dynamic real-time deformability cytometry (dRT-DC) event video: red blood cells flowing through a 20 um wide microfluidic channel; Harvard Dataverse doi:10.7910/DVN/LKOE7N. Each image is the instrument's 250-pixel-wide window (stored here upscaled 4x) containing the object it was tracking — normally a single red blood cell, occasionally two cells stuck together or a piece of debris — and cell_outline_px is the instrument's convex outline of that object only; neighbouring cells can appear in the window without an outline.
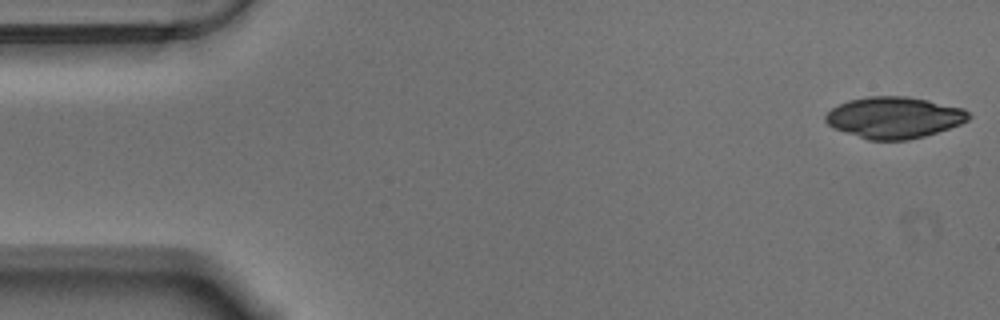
{"species": "Egyptian fruit bat (a non-hibernating species)", "species_latin": "Rousettus aegyptiacus", "temperature_condition": "warm", "stored_images_in_passage": 55, "camera_frame_rate_fps": 3000, "um_per_image_px": 0.085, "animal": {"sex": "male"}, "frame": {"image": 1, "passage_image": 1, "time_ms": 0.0, "image_size_px": [1000, 320], "cell_outline_px": [[972, 116], [968, 120], [960, 124], [924, 136], [908, 140], [868, 140], [832, 128], [824, 120], [824, 116], [832, 108], [848, 100], [868, 96], [908, 96], [928, 100], [964, 108]], "centroid_in_image_um": [75.99, 9.99], "position_along_channel_um": 9.0, "area_um2": 34.62}}